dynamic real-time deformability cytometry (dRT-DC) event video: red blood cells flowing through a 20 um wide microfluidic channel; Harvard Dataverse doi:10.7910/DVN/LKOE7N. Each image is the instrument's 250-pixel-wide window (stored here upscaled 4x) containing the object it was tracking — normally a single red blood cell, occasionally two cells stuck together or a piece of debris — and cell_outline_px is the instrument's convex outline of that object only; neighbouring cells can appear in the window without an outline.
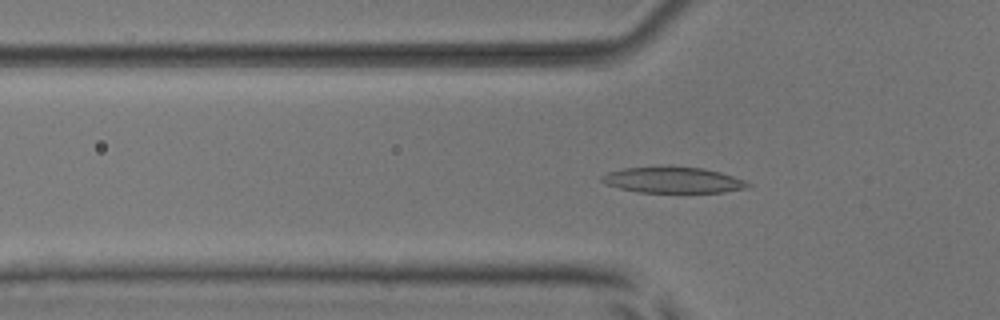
{"species": "common noctule bat (a hibernating species)", "species_latin": "Nyctalus noctula", "temperature_condition": "room temperature", "stored_images_in_passage": 53, "camera_frame_rate_fps": 3000, "um_per_image_px": 0.085, "animal": {"sex": "male", "body_mass_g": 17.9, "forearm_length_mm": 54.2}, "frame": {"image": 1, "passage_image": 18, "time_ms": 5.667, "image_size_px": [1000, 320], "cell_outline_px": [[752, 184], [744, 188], [724, 192], [640, 192], [620, 188], [604, 184], [600, 180], [600, 176], [608, 172], [624, 168], [704, 168], [720, 172], [744, 180]], "centroid_in_image_um": [57.18, 15.32], "position_along_channel_um": 68.6, "area_um2": 21.44}}
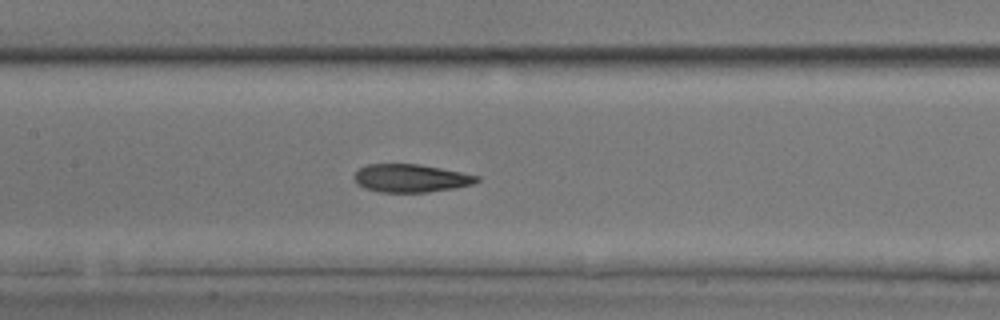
{"frame": {"image": 2, "passage_image": 26, "time_ms": 8.333, "image_size_px": [1000, 320], "cell_outline_px": [[480, 180], [472, 184], [456, 188], [428, 192], [380, 192], [364, 188], [352, 176], [360, 168], [368, 164], [420, 164], [480, 176]], "centroid_in_image_um": [34.94, 15.15], "position_along_channel_um": 172.5, "area_um2": 19.94}}
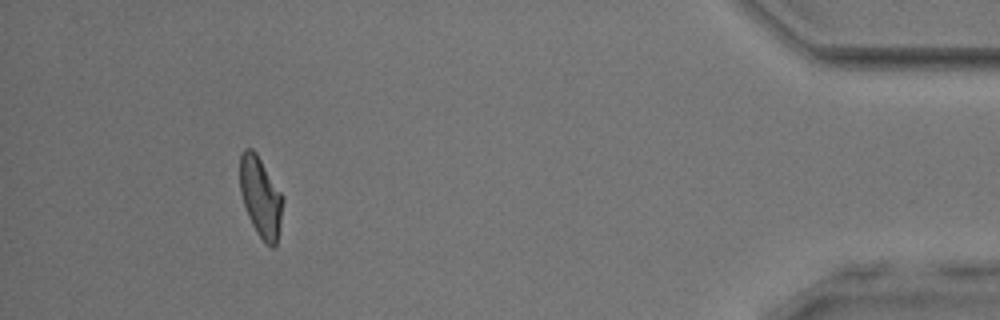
{"frame": {"image": 3, "passage_image": 49, "time_ms": 16.0, "image_size_px": [1000, 320], "cell_outline_px": [[284, 200], [276, 248], [272, 248], [256, 232], [248, 216], [240, 192], [240, 156], [244, 148], [252, 148], [256, 152], [284, 196]], "centroid_in_image_um": [22.16, 16.73], "position_along_channel_um": 413.0, "area_um2": 20.11}, "authors_computed_cell_mechanics": {"area_um2": 20.6924, "velocity_mm_per_s": 3.9167, "shape_relaxation_time_tau1_ms": 8.722, "shape_relaxation_time_tau2_ms": 2.4245, "deformation_change_tau1": 0.1953, "deformation_change_tau2": 0.0981}}